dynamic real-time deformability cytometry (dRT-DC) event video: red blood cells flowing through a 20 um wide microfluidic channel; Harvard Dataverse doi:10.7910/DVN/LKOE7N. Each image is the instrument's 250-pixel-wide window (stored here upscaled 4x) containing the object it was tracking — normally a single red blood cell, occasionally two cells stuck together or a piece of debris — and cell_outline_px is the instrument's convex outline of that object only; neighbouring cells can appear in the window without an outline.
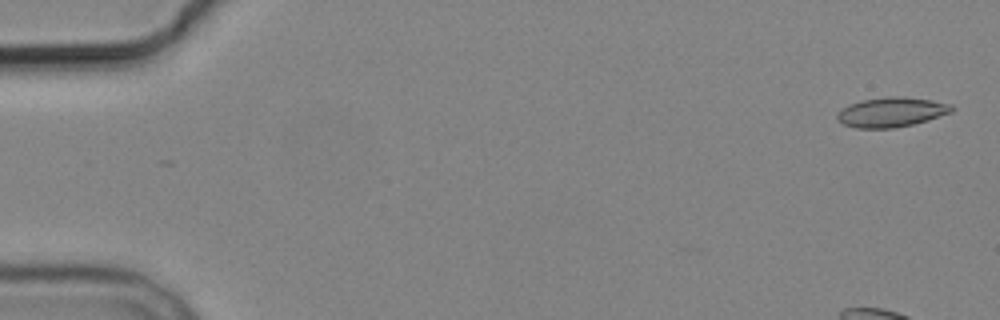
{"species": "common noctule bat (a hibernating species)", "species_latin": "Nyctalus noctula", "temperature_condition": "cold", "stored_images_in_passage": 8, "camera_frame_rate_fps": 3000, "um_per_image_px": 0.085, "animal": {"sex": "male", "body_mass_g": 19.2, "forearm_length_mm": 51.8}, "frame": {"image": 1, "passage_image": 1, "time_ms": 0.0, "image_size_px": [1000, 320], "cell_outline_px": [[956, 108], [952, 112], [928, 120], [912, 124], [892, 128], [856, 128], [844, 124], [836, 116], [848, 104], [860, 100], [888, 96], [904, 96], [932, 100], [952, 104]], "centroid_in_image_um": [75.82, 9.51], "position_along_channel_um": 9.2, "area_um2": 19.83}}
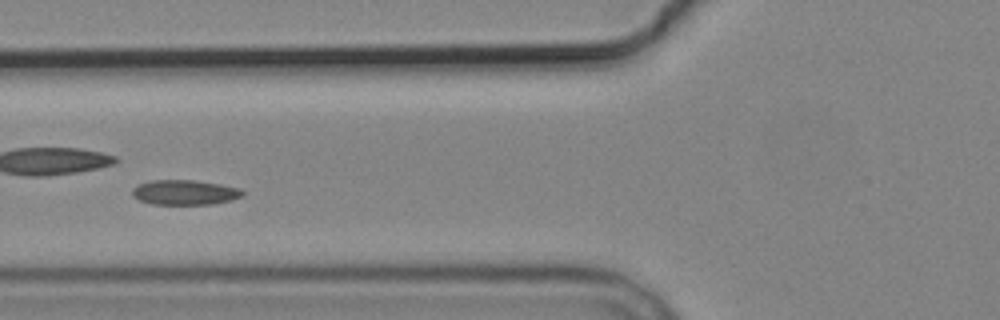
{"frame": {"image": 2, "passage_image": 7, "time_ms": 7.0, "image_size_px": [1000, 320], "cell_outline_px": [[244, 196], [232, 200], [212, 204], [152, 204], [140, 200], [132, 196], [132, 188], [136, 184], [152, 180], [192, 180], [220, 184], [240, 188], [244, 192]], "centroid_in_image_um": [15.7, 16.35], "position_along_channel_um": 110.1, "area_um2": 16.13}}